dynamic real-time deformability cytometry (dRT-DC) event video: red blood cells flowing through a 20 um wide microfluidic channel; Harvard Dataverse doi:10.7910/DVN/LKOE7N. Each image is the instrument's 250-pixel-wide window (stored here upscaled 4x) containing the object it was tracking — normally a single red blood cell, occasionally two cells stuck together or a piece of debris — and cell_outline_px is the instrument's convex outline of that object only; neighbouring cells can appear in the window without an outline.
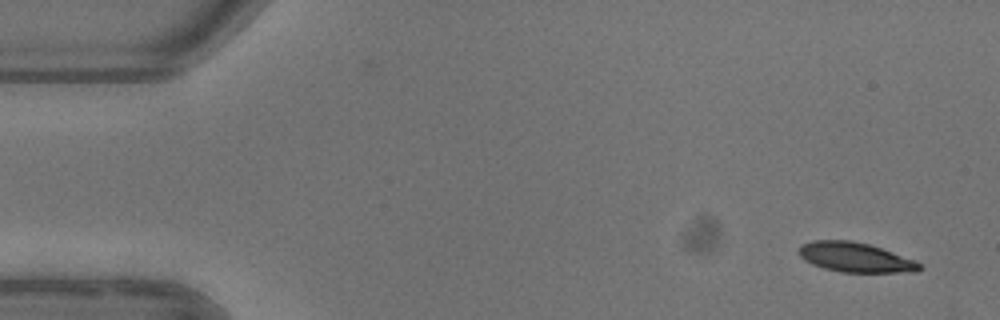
{"species": "common noctule bat (a hibernating species)", "species_latin": "Nyctalus noctula", "temperature_condition": "warm", "stored_images_in_passage": 4, "segment_of_instrument_passage": [2, 2], "camera_frame_rate_fps": 3000, "um_per_image_px": 0.085, "animal": {"sex": "female"}, "frame": {"image": 1, "passage_image": 4, "time_ms": 4.333, "image_size_px": [1000, 320], "cell_outline_px": [[924, 268], [916, 272], [840, 272], [824, 268], [812, 264], [804, 260], [800, 256], [800, 248], [804, 244], [812, 240], [852, 240], [868, 244], [916, 260]], "centroid_in_image_um": [72.73, 21.88], "position_along_channel_um": 12.3, "area_um2": 20.75}}